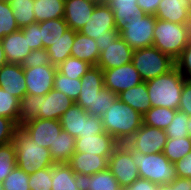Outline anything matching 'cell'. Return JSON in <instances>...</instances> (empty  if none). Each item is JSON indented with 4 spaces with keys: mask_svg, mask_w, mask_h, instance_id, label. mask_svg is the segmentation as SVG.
<instances>
[{
    "mask_svg": "<svg viewBox=\"0 0 191 190\" xmlns=\"http://www.w3.org/2000/svg\"><path fill=\"white\" fill-rule=\"evenodd\" d=\"M80 80L81 90L75 103L89 115L101 117L113 105L118 95L104 87L103 71L98 66H91Z\"/></svg>",
    "mask_w": 191,
    "mask_h": 190,
    "instance_id": "obj_1",
    "label": "cell"
},
{
    "mask_svg": "<svg viewBox=\"0 0 191 190\" xmlns=\"http://www.w3.org/2000/svg\"><path fill=\"white\" fill-rule=\"evenodd\" d=\"M101 119L105 132L119 144L126 143L143 124V116L119 98Z\"/></svg>",
    "mask_w": 191,
    "mask_h": 190,
    "instance_id": "obj_2",
    "label": "cell"
},
{
    "mask_svg": "<svg viewBox=\"0 0 191 190\" xmlns=\"http://www.w3.org/2000/svg\"><path fill=\"white\" fill-rule=\"evenodd\" d=\"M184 83L185 78L176 67L146 81L151 106L178 110Z\"/></svg>",
    "mask_w": 191,
    "mask_h": 190,
    "instance_id": "obj_3",
    "label": "cell"
},
{
    "mask_svg": "<svg viewBox=\"0 0 191 190\" xmlns=\"http://www.w3.org/2000/svg\"><path fill=\"white\" fill-rule=\"evenodd\" d=\"M153 46L176 60L191 40V24H179L156 18Z\"/></svg>",
    "mask_w": 191,
    "mask_h": 190,
    "instance_id": "obj_4",
    "label": "cell"
},
{
    "mask_svg": "<svg viewBox=\"0 0 191 190\" xmlns=\"http://www.w3.org/2000/svg\"><path fill=\"white\" fill-rule=\"evenodd\" d=\"M16 150V164L27 174L36 170L53 166L49 149L39 146L29 138L25 132L18 128L12 140Z\"/></svg>",
    "mask_w": 191,
    "mask_h": 190,
    "instance_id": "obj_5",
    "label": "cell"
},
{
    "mask_svg": "<svg viewBox=\"0 0 191 190\" xmlns=\"http://www.w3.org/2000/svg\"><path fill=\"white\" fill-rule=\"evenodd\" d=\"M124 144L133 152V161L140 178L164 186L171 184L177 177L175 165L163 153L143 154Z\"/></svg>",
    "mask_w": 191,
    "mask_h": 190,
    "instance_id": "obj_6",
    "label": "cell"
},
{
    "mask_svg": "<svg viewBox=\"0 0 191 190\" xmlns=\"http://www.w3.org/2000/svg\"><path fill=\"white\" fill-rule=\"evenodd\" d=\"M132 63L144 82L164 75L175 67V60L155 46L134 50Z\"/></svg>",
    "mask_w": 191,
    "mask_h": 190,
    "instance_id": "obj_7",
    "label": "cell"
},
{
    "mask_svg": "<svg viewBox=\"0 0 191 190\" xmlns=\"http://www.w3.org/2000/svg\"><path fill=\"white\" fill-rule=\"evenodd\" d=\"M62 129L74 138L105 133L100 116L89 115L74 103L59 119Z\"/></svg>",
    "mask_w": 191,
    "mask_h": 190,
    "instance_id": "obj_8",
    "label": "cell"
},
{
    "mask_svg": "<svg viewBox=\"0 0 191 190\" xmlns=\"http://www.w3.org/2000/svg\"><path fill=\"white\" fill-rule=\"evenodd\" d=\"M156 17L143 14L139 18L128 21L119 31L121 38L133 49L153 46Z\"/></svg>",
    "mask_w": 191,
    "mask_h": 190,
    "instance_id": "obj_9",
    "label": "cell"
},
{
    "mask_svg": "<svg viewBox=\"0 0 191 190\" xmlns=\"http://www.w3.org/2000/svg\"><path fill=\"white\" fill-rule=\"evenodd\" d=\"M108 169L119 182L121 188H128L140 178L133 161V152L123 143L118 144L108 159Z\"/></svg>",
    "mask_w": 191,
    "mask_h": 190,
    "instance_id": "obj_10",
    "label": "cell"
},
{
    "mask_svg": "<svg viewBox=\"0 0 191 190\" xmlns=\"http://www.w3.org/2000/svg\"><path fill=\"white\" fill-rule=\"evenodd\" d=\"M168 137L165 130L145 124L126 142L133 150L143 154L163 153Z\"/></svg>",
    "mask_w": 191,
    "mask_h": 190,
    "instance_id": "obj_11",
    "label": "cell"
},
{
    "mask_svg": "<svg viewBox=\"0 0 191 190\" xmlns=\"http://www.w3.org/2000/svg\"><path fill=\"white\" fill-rule=\"evenodd\" d=\"M114 30H116L114 13L104 3L95 6L89 20L79 32L95 40L97 37H110Z\"/></svg>",
    "mask_w": 191,
    "mask_h": 190,
    "instance_id": "obj_12",
    "label": "cell"
},
{
    "mask_svg": "<svg viewBox=\"0 0 191 190\" xmlns=\"http://www.w3.org/2000/svg\"><path fill=\"white\" fill-rule=\"evenodd\" d=\"M102 71L104 76V87L115 92L117 95L143 82L140 73L132 62Z\"/></svg>",
    "mask_w": 191,
    "mask_h": 190,
    "instance_id": "obj_13",
    "label": "cell"
},
{
    "mask_svg": "<svg viewBox=\"0 0 191 190\" xmlns=\"http://www.w3.org/2000/svg\"><path fill=\"white\" fill-rule=\"evenodd\" d=\"M39 146L49 149L62 131L59 120L33 119L19 127Z\"/></svg>",
    "mask_w": 191,
    "mask_h": 190,
    "instance_id": "obj_14",
    "label": "cell"
},
{
    "mask_svg": "<svg viewBox=\"0 0 191 190\" xmlns=\"http://www.w3.org/2000/svg\"><path fill=\"white\" fill-rule=\"evenodd\" d=\"M26 91L30 95H46L53 89L57 66L23 67Z\"/></svg>",
    "mask_w": 191,
    "mask_h": 190,
    "instance_id": "obj_15",
    "label": "cell"
},
{
    "mask_svg": "<svg viewBox=\"0 0 191 190\" xmlns=\"http://www.w3.org/2000/svg\"><path fill=\"white\" fill-rule=\"evenodd\" d=\"M40 119L59 120L75 103L66 94L54 88L46 95H36Z\"/></svg>",
    "mask_w": 191,
    "mask_h": 190,
    "instance_id": "obj_16",
    "label": "cell"
},
{
    "mask_svg": "<svg viewBox=\"0 0 191 190\" xmlns=\"http://www.w3.org/2000/svg\"><path fill=\"white\" fill-rule=\"evenodd\" d=\"M133 51L119 36L114 42H110L106 49L100 53L96 66L105 70L131 63Z\"/></svg>",
    "mask_w": 191,
    "mask_h": 190,
    "instance_id": "obj_17",
    "label": "cell"
},
{
    "mask_svg": "<svg viewBox=\"0 0 191 190\" xmlns=\"http://www.w3.org/2000/svg\"><path fill=\"white\" fill-rule=\"evenodd\" d=\"M119 143L108 133L83 136L75 140V152L102 155L109 159Z\"/></svg>",
    "mask_w": 191,
    "mask_h": 190,
    "instance_id": "obj_18",
    "label": "cell"
},
{
    "mask_svg": "<svg viewBox=\"0 0 191 190\" xmlns=\"http://www.w3.org/2000/svg\"><path fill=\"white\" fill-rule=\"evenodd\" d=\"M0 88L19 100L27 94V85L21 64L6 63L0 68Z\"/></svg>",
    "mask_w": 191,
    "mask_h": 190,
    "instance_id": "obj_19",
    "label": "cell"
},
{
    "mask_svg": "<svg viewBox=\"0 0 191 190\" xmlns=\"http://www.w3.org/2000/svg\"><path fill=\"white\" fill-rule=\"evenodd\" d=\"M154 16L168 22L191 24V6L187 0H161Z\"/></svg>",
    "mask_w": 191,
    "mask_h": 190,
    "instance_id": "obj_20",
    "label": "cell"
},
{
    "mask_svg": "<svg viewBox=\"0 0 191 190\" xmlns=\"http://www.w3.org/2000/svg\"><path fill=\"white\" fill-rule=\"evenodd\" d=\"M95 6L85 0H65L64 20L68 27L79 32L89 20Z\"/></svg>",
    "mask_w": 191,
    "mask_h": 190,
    "instance_id": "obj_21",
    "label": "cell"
},
{
    "mask_svg": "<svg viewBox=\"0 0 191 190\" xmlns=\"http://www.w3.org/2000/svg\"><path fill=\"white\" fill-rule=\"evenodd\" d=\"M7 63L22 64L32 51L29 42L21 29L1 39Z\"/></svg>",
    "mask_w": 191,
    "mask_h": 190,
    "instance_id": "obj_22",
    "label": "cell"
},
{
    "mask_svg": "<svg viewBox=\"0 0 191 190\" xmlns=\"http://www.w3.org/2000/svg\"><path fill=\"white\" fill-rule=\"evenodd\" d=\"M76 186L80 190H121L119 182L107 168L93 175L75 173Z\"/></svg>",
    "mask_w": 191,
    "mask_h": 190,
    "instance_id": "obj_23",
    "label": "cell"
},
{
    "mask_svg": "<svg viewBox=\"0 0 191 190\" xmlns=\"http://www.w3.org/2000/svg\"><path fill=\"white\" fill-rule=\"evenodd\" d=\"M68 164L75 173L93 175L108 168V158L102 155L75 152Z\"/></svg>",
    "mask_w": 191,
    "mask_h": 190,
    "instance_id": "obj_24",
    "label": "cell"
},
{
    "mask_svg": "<svg viewBox=\"0 0 191 190\" xmlns=\"http://www.w3.org/2000/svg\"><path fill=\"white\" fill-rule=\"evenodd\" d=\"M106 4L114 13L117 31H120L128 21L144 14L137 5V0H106Z\"/></svg>",
    "mask_w": 191,
    "mask_h": 190,
    "instance_id": "obj_25",
    "label": "cell"
},
{
    "mask_svg": "<svg viewBox=\"0 0 191 190\" xmlns=\"http://www.w3.org/2000/svg\"><path fill=\"white\" fill-rule=\"evenodd\" d=\"M71 57L84 60L92 66H96L100 57L96 41L89 36L76 32L71 48Z\"/></svg>",
    "mask_w": 191,
    "mask_h": 190,
    "instance_id": "obj_26",
    "label": "cell"
},
{
    "mask_svg": "<svg viewBox=\"0 0 191 190\" xmlns=\"http://www.w3.org/2000/svg\"><path fill=\"white\" fill-rule=\"evenodd\" d=\"M118 98L131 108L144 115L152 106L148 95L146 82L129 88L118 94Z\"/></svg>",
    "mask_w": 191,
    "mask_h": 190,
    "instance_id": "obj_27",
    "label": "cell"
},
{
    "mask_svg": "<svg viewBox=\"0 0 191 190\" xmlns=\"http://www.w3.org/2000/svg\"><path fill=\"white\" fill-rule=\"evenodd\" d=\"M75 140L73 136L62 129L57 136L54 145L51 144L49 151L54 163H68L75 153Z\"/></svg>",
    "mask_w": 191,
    "mask_h": 190,
    "instance_id": "obj_28",
    "label": "cell"
},
{
    "mask_svg": "<svg viewBox=\"0 0 191 190\" xmlns=\"http://www.w3.org/2000/svg\"><path fill=\"white\" fill-rule=\"evenodd\" d=\"M75 34V30L68 28L58 41L46 48L53 65L58 66L61 62L71 57V48L75 39Z\"/></svg>",
    "mask_w": 191,
    "mask_h": 190,
    "instance_id": "obj_29",
    "label": "cell"
},
{
    "mask_svg": "<svg viewBox=\"0 0 191 190\" xmlns=\"http://www.w3.org/2000/svg\"><path fill=\"white\" fill-rule=\"evenodd\" d=\"M65 0H34L36 22L64 18Z\"/></svg>",
    "mask_w": 191,
    "mask_h": 190,
    "instance_id": "obj_30",
    "label": "cell"
},
{
    "mask_svg": "<svg viewBox=\"0 0 191 190\" xmlns=\"http://www.w3.org/2000/svg\"><path fill=\"white\" fill-rule=\"evenodd\" d=\"M51 180V190H80L76 186L75 172L68 163H55Z\"/></svg>",
    "mask_w": 191,
    "mask_h": 190,
    "instance_id": "obj_31",
    "label": "cell"
},
{
    "mask_svg": "<svg viewBox=\"0 0 191 190\" xmlns=\"http://www.w3.org/2000/svg\"><path fill=\"white\" fill-rule=\"evenodd\" d=\"M39 27L44 49L58 41L63 33L69 28L64 18L39 22Z\"/></svg>",
    "mask_w": 191,
    "mask_h": 190,
    "instance_id": "obj_32",
    "label": "cell"
},
{
    "mask_svg": "<svg viewBox=\"0 0 191 190\" xmlns=\"http://www.w3.org/2000/svg\"><path fill=\"white\" fill-rule=\"evenodd\" d=\"M177 110L165 107H151L143 116V124L165 130Z\"/></svg>",
    "mask_w": 191,
    "mask_h": 190,
    "instance_id": "obj_33",
    "label": "cell"
},
{
    "mask_svg": "<svg viewBox=\"0 0 191 190\" xmlns=\"http://www.w3.org/2000/svg\"><path fill=\"white\" fill-rule=\"evenodd\" d=\"M13 11V16L18 27L24 28L35 23V15L33 11L34 0H8Z\"/></svg>",
    "mask_w": 191,
    "mask_h": 190,
    "instance_id": "obj_34",
    "label": "cell"
},
{
    "mask_svg": "<svg viewBox=\"0 0 191 190\" xmlns=\"http://www.w3.org/2000/svg\"><path fill=\"white\" fill-rule=\"evenodd\" d=\"M191 152V138L189 136L183 138H168L163 154L171 163H176Z\"/></svg>",
    "mask_w": 191,
    "mask_h": 190,
    "instance_id": "obj_35",
    "label": "cell"
},
{
    "mask_svg": "<svg viewBox=\"0 0 191 190\" xmlns=\"http://www.w3.org/2000/svg\"><path fill=\"white\" fill-rule=\"evenodd\" d=\"M53 88L66 94L70 99L75 102L80 94L81 80L69 78L57 70L54 77Z\"/></svg>",
    "mask_w": 191,
    "mask_h": 190,
    "instance_id": "obj_36",
    "label": "cell"
},
{
    "mask_svg": "<svg viewBox=\"0 0 191 190\" xmlns=\"http://www.w3.org/2000/svg\"><path fill=\"white\" fill-rule=\"evenodd\" d=\"M39 111L36 95L26 94L23 96L19 102L17 126L20 127L30 120L39 118Z\"/></svg>",
    "mask_w": 191,
    "mask_h": 190,
    "instance_id": "obj_37",
    "label": "cell"
},
{
    "mask_svg": "<svg viewBox=\"0 0 191 190\" xmlns=\"http://www.w3.org/2000/svg\"><path fill=\"white\" fill-rule=\"evenodd\" d=\"M92 65L84 60L69 57L57 66V70L72 79H80Z\"/></svg>",
    "mask_w": 191,
    "mask_h": 190,
    "instance_id": "obj_38",
    "label": "cell"
},
{
    "mask_svg": "<svg viewBox=\"0 0 191 190\" xmlns=\"http://www.w3.org/2000/svg\"><path fill=\"white\" fill-rule=\"evenodd\" d=\"M19 29L9 1L0 0V40Z\"/></svg>",
    "mask_w": 191,
    "mask_h": 190,
    "instance_id": "obj_39",
    "label": "cell"
},
{
    "mask_svg": "<svg viewBox=\"0 0 191 190\" xmlns=\"http://www.w3.org/2000/svg\"><path fill=\"white\" fill-rule=\"evenodd\" d=\"M17 166L16 150L14 144L0 145V183L12 172Z\"/></svg>",
    "mask_w": 191,
    "mask_h": 190,
    "instance_id": "obj_40",
    "label": "cell"
},
{
    "mask_svg": "<svg viewBox=\"0 0 191 190\" xmlns=\"http://www.w3.org/2000/svg\"><path fill=\"white\" fill-rule=\"evenodd\" d=\"M20 100L0 88V116L12 119L17 124Z\"/></svg>",
    "mask_w": 191,
    "mask_h": 190,
    "instance_id": "obj_41",
    "label": "cell"
},
{
    "mask_svg": "<svg viewBox=\"0 0 191 190\" xmlns=\"http://www.w3.org/2000/svg\"><path fill=\"white\" fill-rule=\"evenodd\" d=\"M53 166L36 170L29 174L30 190H51L52 189Z\"/></svg>",
    "mask_w": 191,
    "mask_h": 190,
    "instance_id": "obj_42",
    "label": "cell"
},
{
    "mask_svg": "<svg viewBox=\"0 0 191 190\" xmlns=\"http://www.w3.org/2000/svg\"><path fill=\"white\" fill-rule=\"evenodd\" d=\"M28 181L29 174L16 166L2 182L3 190H30Z\"/></svg>",
    "mask_w": 191,
    "mask_h": 190,
    "instance_id": "obj_43",
    "label": "cell"
},
{
    "mask_svg": "<svg viewBox=\"0 0 191 190\" xmlns=\"http://www.w3.org/2000/svg\"><path fill=\"white\" fill-rule=\"evenodd\" d=\"M189 116L179 110L176 111L175 116L169 126L165 129L168 138H183L188 136L187 124Z\"/></svg>",
    "mask_w": 191,
    "mask_h": 190,
    "instance_id": "obj_44",
    "label": "cell"
},
{
    "mask_svg": "<svg viewBox=\"0 0 191 190\" xmlns=\"http://www.w3.org/2000/svg\"><path fill=\"white\" fill-rule=\"evenodd\" d=\"M50 55L46 49L32 50L22 62V67H36V66H47L50 65Z\"/></svg>",
    "mask_w": 191,
    "mask_h": 190,
    "instance_id": "obj_45",
    "label": "cell"
},
{
    "mask_svg": "<svg viewBox=\"0 0 191 190\" xmlns=\"http://www.w3.org/2000/svg\"><path fill=\"white\" fill-rule=\"evenodd\" d=\"M175 67L185 79H191V40L175 60Z\"/></svg>",
    "mask_w": 191,
    "mask_h": 190,
    "instance_id": "obj_46",
    "label": "cell"
},
{
    "mask_svg": "<svg viewBox=\"0 0 191 190\" xmlns=\"http://www.w3.org/2000/svg\"><path fill=\"white\" fill-rule=\"evenodd\" d=\"M21 30L23 31L25 38H27L31 50L43 49L38 22L25 26L24 28H21Z\"/></svg>",
    "mask_w": 191,
    "mask_h": 190,
    "instance_id": "obj_47",
    "label": "cell"
},
{
    "mask_svg": "<svg viewBox=\"0 0 191 190\" xmlns=\"http://www.w3.org/2000/svg\"><path fill=\"white\" fill-rule=\"evenodd\" d=\"M18 128L12 119L0 116V145L11 143Z\"/></svg>",
    "mask_w": 191,
    "mask_h": 190,
    "instance_id": "obj_48",
    "label": "cell"
},
{
    "mask_svg": "<svg viewBox=\"0 0 191 190\" xmlns=\"http://www.w3.org/2000/svg\"><path fill=\"white\" fill-rule=\"evenodd\" d=\"M178 110L191 117V79H185Z\"/></svg>",
    "mask_w": 191,
    "mask_h": 190,
    "instance_id": "obj_49",
    "label": "cell"
},
{
    "mask_svg": "<svg viewBox=\"0 0 191 190\" xmlns=\"http://www.w3.org/2000/svg\"><path fill=\"white\" fill-rule=\"evenodd\" d=\"M174 165L177 177L191 179V152L174 163Z\"/></svg>",
    "mask_w": 191,
    "mask_h": 190,
    "instance_id": "obj_50",
    "label": "cell"
},
{
    "mask_svg": "<svg viewBox=\"0 0 191 190\" xmlns=\"http://www.w3.org/2000/svg\"><path fill=\"white\" fill-rule=\"evenodd\" d=\"M160 190H191V179L176 177L171 184L161 186Z\"/></svg>",
    "mask_w": 191,
    "mask_h": 190,
    "instance_id": "obj_51",
    "label": "cell"
},
{
    "mask_svg": "<svg viewBox=\"0 0 191 190\" xmlns=\"http://www.w3.org/2000/svg\"><path fill=\"white\" fill-rule=\"evenodd\" d=\"M160 185L154 184L147 179L139 178L134 181L127 189L128 190H160Z\"/></svg>",
    "mask_w": 191,
    "mask_h": 190,
    "instance_id": "obj_52",
    "label": "cell"
},
{
    "mask_svg": "<svg viewBox=\"0 0 191 190\" xmlns=\"http://www.w3.org/2000/svg\"><path fill=\"white\" fill-rule=\"evenodd\" d=\"M161 0H137V5L144 14L155 15Z\"/></svg>",
    "mask_w": 191,
    "mask_h": 190,
    "instance_id": "obj_53",
    "label": "cell"
},
{
    "mask_svg": "<svg viewBox=\"0 0 191 190\" xmlns=\"http://www.w3.org/2000/svg\"><path fill=\"white\" fill-rule=\"evenodd\" d=\"M119 36H120L119 31L114 30L110 34V37H103V38L97 37L95 41L99 52L101 53L102 51H104L106 49V46H108L110 42H114Z\"/></svg>",
    "mask_w": 191,
    "mask_h": 190,
    "instance_id": "obj_54",
    "label": "cell"
},
{
    "mask_svg": "<svg viewBox=\"0 0 191 190\" xmlns=\"http://www.w3.org/2000/svg\"><path fill=\"white\" fill-rule=\"evenodd\" d=\"M7 63L6 57H5V52L3 50V45L0 40V68H2L5 64Z\"/></svg>",
    "mask_w": 191,
    "mask_h": 190,
    "instance_id": "obj_55",
    "label": "cell"
},
{
    "mask_svg": "<svg viewBox=\"0 0 191 190\" xmlns=\"http://www.w3.org/2000/svg\"><path fill=\"white\" fill-rule=\"evenodd\" d=\"M85 1H88L94 5H100L106 3V0H85Z\"/></svg>",
    "mask_w": 191,
    "mask_h": 190,
    "instance_id": "obj_56",
    "label": "cell"
},
{
    "mask_svg": "<svg viewBox=\"0 0 191 190\" xmlns=\"http://www.w3.org/2000/svg\"><path fill=\"white\" fill-rule=\"evenodd\" d=\"M187 132H188V136L191 138V117H189L188 119Z\"/></svg>",
    "mask_w": 191,
    "mask_h": 190,
    "instance_id": "obj_57",
    "label": "cell"
},
{
    "mask_svg": "<svg viewBox=\"0 0 191 190\" xmlns=\"http://www.w3.org/2000/svg\"><path fill=\"white\" fill-rule=\"evenodd\" d=\"M0 190H3V185H2V183H0Z\"/></svg>",
    "mask_w": 191,
    "mask_h": 190,
    "instance_id": "obj_58",
    "label": "cell"
}]
</instances>
